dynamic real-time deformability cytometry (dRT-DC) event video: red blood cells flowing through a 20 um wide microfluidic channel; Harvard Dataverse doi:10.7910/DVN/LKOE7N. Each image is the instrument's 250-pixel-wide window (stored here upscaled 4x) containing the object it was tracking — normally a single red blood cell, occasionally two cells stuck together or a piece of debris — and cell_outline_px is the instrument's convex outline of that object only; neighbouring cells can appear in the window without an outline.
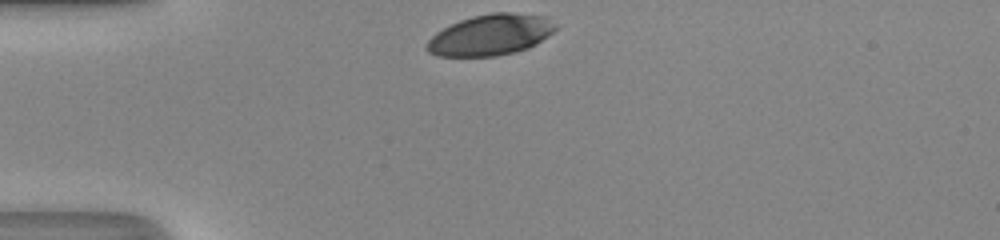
{"species": "human", "species_latin": "Homo sapiens", "temperature_condition": "room temperature", "stored_images_in_passage": 27, "camera_frame_rate_fps": 3000, "um_per_image_px": 0.085, "donor": {"sex": "male"}, "frame": {"image": 1, "passage_image": 1, "time_ms": 0.0, "image_size_px": [1000, 240], "cell_outline_px": [[556, 28], [548, 36], [536, 44], [528, 48], [516, 52], [496, 56], [436, 56], [428, 52], [424, 48], [424, 44], [436, 32], [460, 20], [472, 16], [492, 12], [512, 12], [544, 16], [556, 24]], "centroid_in_image_um": [41.67, 2.97], "position_along_channel_um": 43.3, "area_um2": 30.87}}
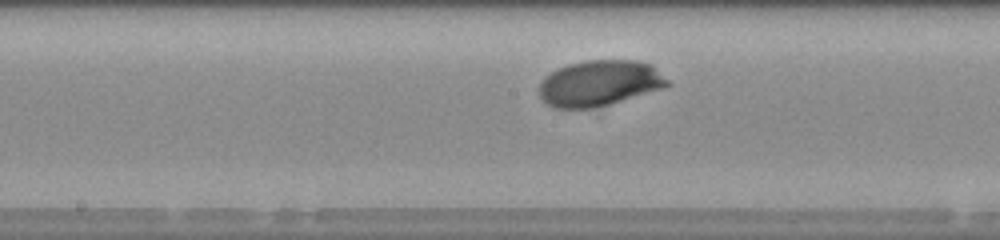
{"frame": {"image": 2, "passage_image": 14, "time_ms": 4.333, "image_size_px": [1000, 240], "cell_outline_px": [[672, 84], [660, 88], [608, 104], [588, 108], [552, 108], [540, 96], [540, 84], [544, 76], [568, 64], [588, 60], [636, 60], [652, 64]], "centroid_in_image_um": [50.94, 7.05], "position_along_channel_um": 197.3, "area_um2": 33.7}}
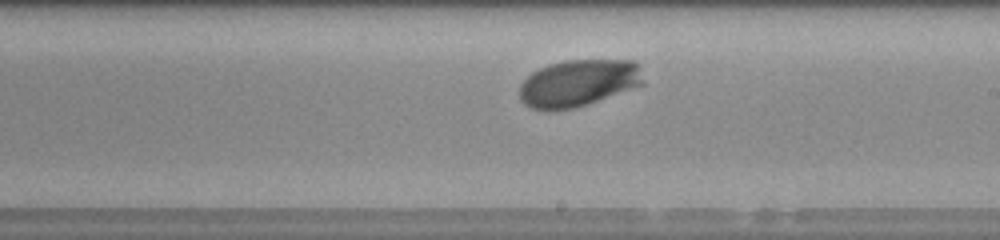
{"frame": {"image": 3, "passage_image": 17, "time_ms": 5.333, "image_size_px": [1000, 240], "cell_outline_px": [[644, 84], [572, 108], [532, 108], [524, 104], [520, 100], [520, 84], [532, 72], [548, 64], [564, 60], [632, 60], [640, 64]], "centroid_in_image_um": [49.17, 7.01], "position_along_channel_um": 239.8, "area_um2": 33.23}, "authors_computed_cell_mechanics": {"area_um2": 33.235, "velocity_mm_per_s": 4.2878, "shape_relaxation_time_tau1_ms": 1.3801, "shape_relaxation_time_tau2_ms": null, "deformation_change_tau1": 0.0962, "deformation_change_tau2": null}}